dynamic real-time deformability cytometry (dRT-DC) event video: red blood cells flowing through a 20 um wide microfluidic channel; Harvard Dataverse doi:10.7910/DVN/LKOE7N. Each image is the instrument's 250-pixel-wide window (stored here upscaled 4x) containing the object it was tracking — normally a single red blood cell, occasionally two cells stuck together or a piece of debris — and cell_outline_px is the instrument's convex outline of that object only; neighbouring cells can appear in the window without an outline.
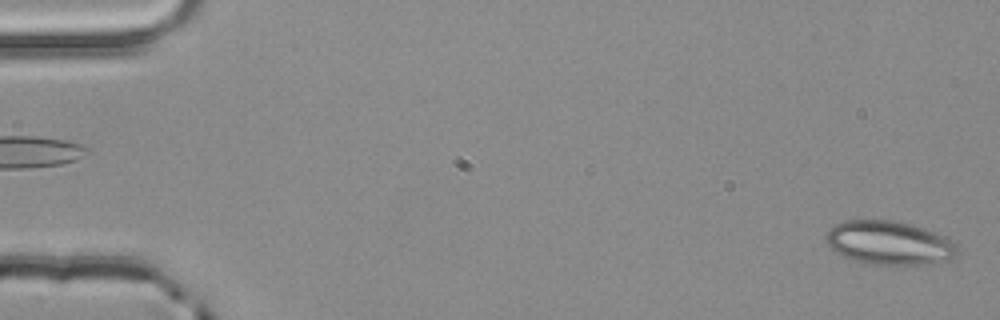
{"species": "common noctule bat (a hibernating species)", "species_latin": "Nyctalus noctula", "temperature_condition": "room temperature", "stored_images_in_passage": 4, "camera_frame_rate_fps": 3000, "um_per_image_px": 0.085, "animal": {"sex": "male", "body_mass_g": 20.4}, "frame": {"image": 1, "passage_image": 4, "time_ms": 1.0, "image_size_px": [1000, 320], "cell_outline_px": [[960, 252], [952, 260], [924, 264], [872, 264], [852, 260], [836, 252], [824, 240], [824, 236], [836, 224], [844, 220], [892, 220], [924, 228], [936, 232], [944, 236], [956, 244]], "centroid_in_image_um": [75.61, 20.65], "position_along_channel_um": 9.4, "area_um2": 33.47}}